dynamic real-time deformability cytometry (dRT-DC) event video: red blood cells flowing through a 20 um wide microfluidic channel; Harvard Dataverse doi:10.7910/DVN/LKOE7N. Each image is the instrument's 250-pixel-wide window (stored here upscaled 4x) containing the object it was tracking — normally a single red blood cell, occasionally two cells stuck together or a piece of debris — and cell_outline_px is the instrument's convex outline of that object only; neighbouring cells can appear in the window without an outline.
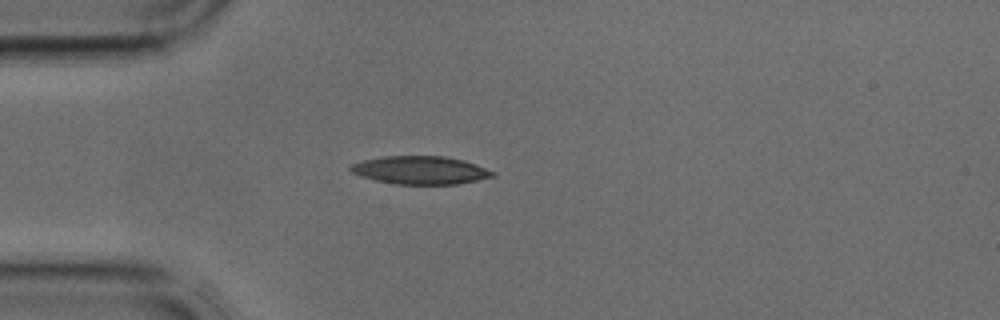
{"species": "common noctule bat (a hibernating species)", "species_latin": "Nyctalus noctula", "temperature_condition": "cold", "stored_images_in_passage": 4, "camera_frame_rate_fps": 3000, "um_per_image_px": 0.085, "animal": {"sex": "male", "body_mass_g": 17.9, "forearm_length_mm": 54.2}, "frame": {"image": 1, "passage_image": 4, "time_ms": 1.0, "image_size_px": [1000, 320], "cell_outline_px": [[496, 176], [456, 184], [396, 184], [376, 180], [360, 176], [352, 172], [348, 168], [352, 164], [364, 160], [384, 156], [444, 156], [464, 160], [496, 172]], "centroid_in_image_um": [35.74, 14.46], "position_along_channel_um": 49.3, "area_um2": 23.12}}